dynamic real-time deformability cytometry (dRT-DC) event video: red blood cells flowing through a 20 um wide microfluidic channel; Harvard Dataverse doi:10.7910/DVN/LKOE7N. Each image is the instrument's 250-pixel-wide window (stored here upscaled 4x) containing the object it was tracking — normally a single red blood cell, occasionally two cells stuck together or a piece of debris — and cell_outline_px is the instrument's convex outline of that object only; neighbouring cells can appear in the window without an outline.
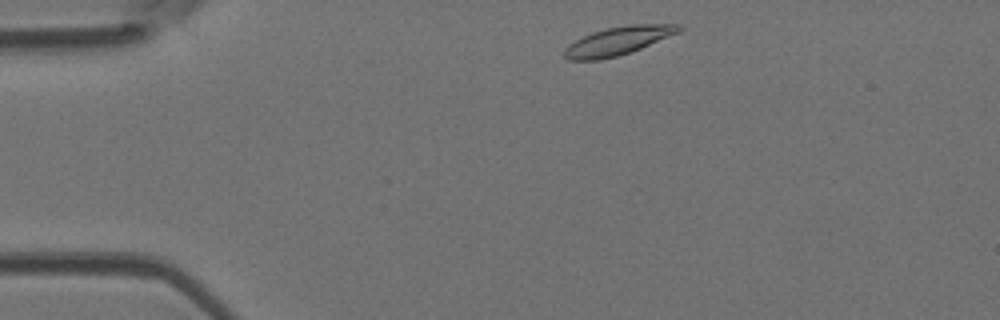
{"species": "Egyptian fruit bat (a non-hibernating species)", "species_latin": "Rousettus aegyptiacus", "temperature_condition": "room temperature", "stored_images_in_passage": 2, "camera_frame_rate_fps": 3000, "um_per_image_px": 0.085, "animal": {"sex": "female"}, "frame": {"image": 1, "passage_image": 1, "time_ms": 0.0, "image_size_px": [1000, 320], "cell_outline_px": [[684, 28], [680, 32], [640, 48], [616, 56], [600, 60], [568, 60], [564, 56], [564, 48], [568, 44], [592, 32], [608, 28], [628, 24], [680, 24]], "centroid_in_image_um": [52.54, 3.46], "position_along_channel_um": 32.5, "area_um2": 18.79}}